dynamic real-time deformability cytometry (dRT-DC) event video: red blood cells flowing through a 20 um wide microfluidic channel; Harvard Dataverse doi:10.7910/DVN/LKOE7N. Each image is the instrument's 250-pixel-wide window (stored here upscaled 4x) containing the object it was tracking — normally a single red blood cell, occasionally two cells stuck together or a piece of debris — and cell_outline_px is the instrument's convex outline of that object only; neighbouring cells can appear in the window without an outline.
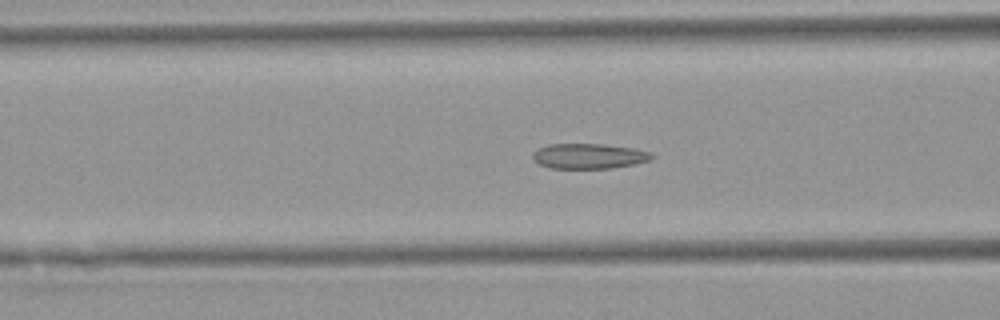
{"species": "Egyptian fruit bat (a non-hibernating species)", "species_latin": "Rousettus aegyptiacus", "temperature_condition": "warm", "stored_images_in_passage": 37, "camera_frame_rate_fps": 3000, "um_per_image_px": 0.085, "animal": {"sex": "female"}, "frame": {"image": 1, "passage_image": 5, "time_ms": 1.333, "image_size_px": [1000, 320], "cell_outline_px": [[656, 156], [652, 160], [636, 164], [612, 168], [552, 168], [540, 164], [532, 160], [532, 152], [548, 144], [604, 144], [632, 148], [652, 152]], "centroid_in_image_um": [50.1, 13.27], "position_along_channel_um": 116.5, "area_um2": 17.63}}
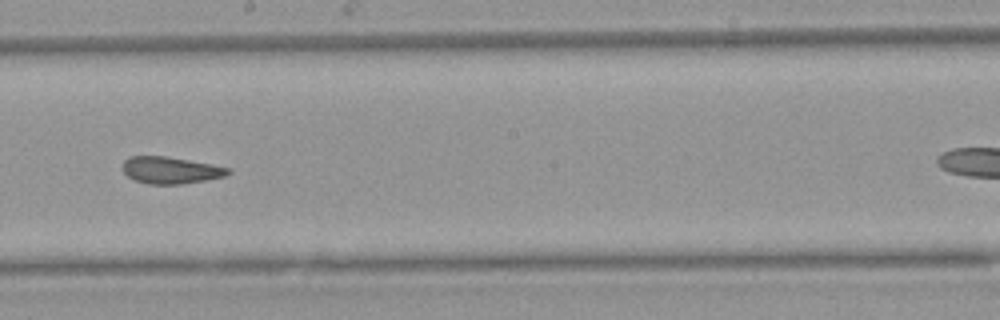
{"frame": {"image": 2, "passage_image": 14, "time_ms": 4.333, "image_size_px": [1000, 320], "cell_outline_px": [[232, 172], [224, 176], [204, 180], [180, 184], [148, 184], [136, 180], [128, 176], [124, 172], [124, 160], [128, 156], [164, 156], [188, 160], [228, 168]], "centroid_in_image_um": [14.47, 14.46], "position_along_channel_um": 233.7, "area_um2": 16.13}}
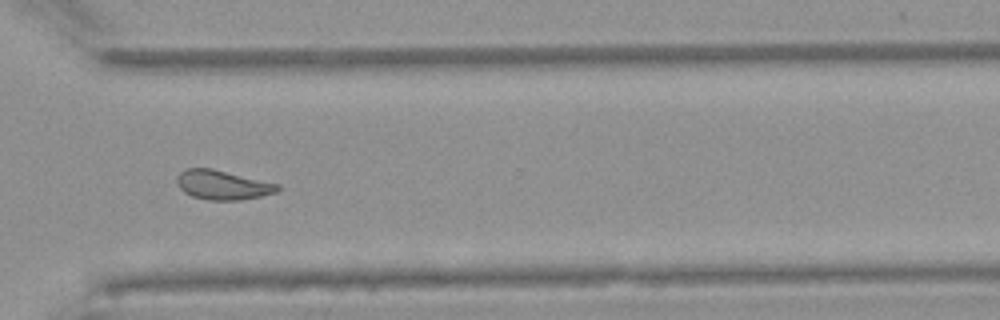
{"frame": {"image": 3, "passage_image": 23, "time_ms": 7.333, "image_size_px": [1000, 320], "cell_outline_px": [[280, 188], [276, 192], [260, 196], [240, 200], [208, 200], [192, 196], [184, 192], [180, 188], [176, 180], [176, 176], [184, 168], [212, 168], [280, 184]], "centroid_in_image_um": [18.91, 15.71], "position_along_channel_um": 351.7, "area_um2": 17.28}, "authors_computed_cell_mechanics": {"area_um2": 17.5712, "velocity_mm_per_s": 3.9226, "shape_relaxation_time_tau1_ms": null, "shape_relaxation_time_tau2_ms": 1.931, "deformation_change_tau1": null, "deformation_change_tau2": 0.0957}}